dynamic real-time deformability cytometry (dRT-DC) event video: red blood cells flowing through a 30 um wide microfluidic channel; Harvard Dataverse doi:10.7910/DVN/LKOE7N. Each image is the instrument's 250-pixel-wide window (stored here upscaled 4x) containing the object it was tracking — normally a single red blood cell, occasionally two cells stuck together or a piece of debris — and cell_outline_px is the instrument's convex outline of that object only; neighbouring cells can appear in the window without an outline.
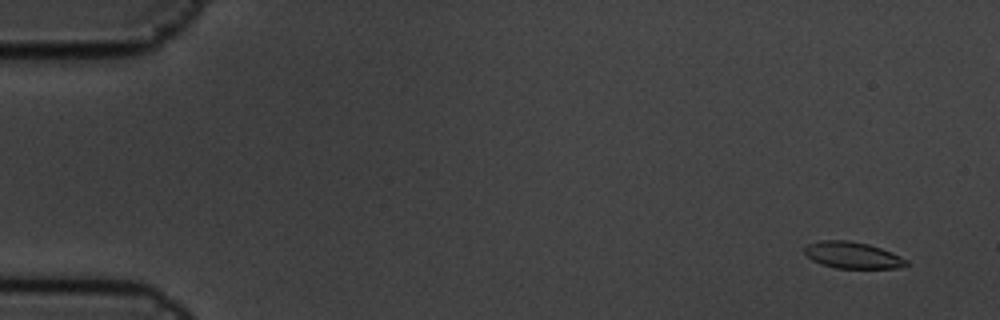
{"species": "common noctule bat (a hibernating species)", "species_latin": "Nyctalus noctula", "temperature_condition": "cold", "stored_images_in_passage": 16, "camera_frame_rate_fps": 3000, "um_per_image_px": 0.085, "animal": {"sex": "male", "body_mass_g": 19.5, "forearm_length_mm": 54.6}, "frame": {"image": 1, "passage_image": 1, "time_ms": 0.0, "image_size_px": [1000, 320], "cell_outline_px": [[908, 264], [896, 268], [836, 268], [820, 264], [812, 260], [804, 252], [804, 248], [808, 244], [820, 240], [848, 240], [868, 244], [892, 252], [908, 260]], "centroid_in_image_um": [72.45, 21.69], "position_along_channel_um": 12.6, "area_um2": 15.72}}
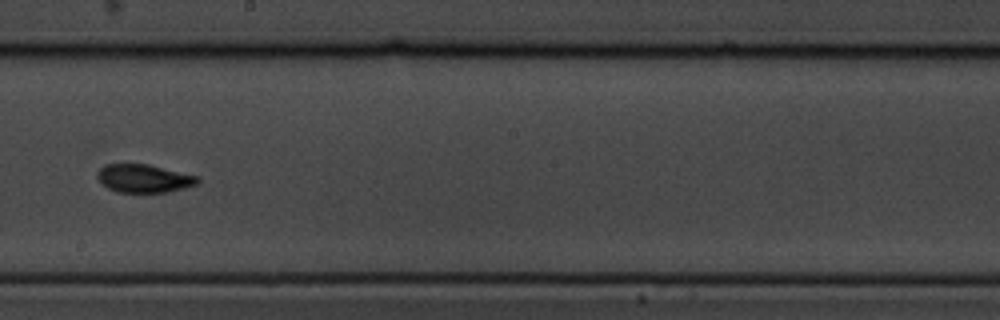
{"frame": {"image": 2, "passage_image": 9, "time_ms": 2.667, "image_size_px": [1000, 320], "cell_outline_px": [[200, 180], [196, 184], [184, 188], [168, 192], [116, 192], [108, 188], [96, 176], [96, 172], [104, 164], [148, 164], [200, 176]], "centroid_in_image_um": [12.24, 15.16], "position_along_channel_um": 236.0, "area_um2": 16.53}}
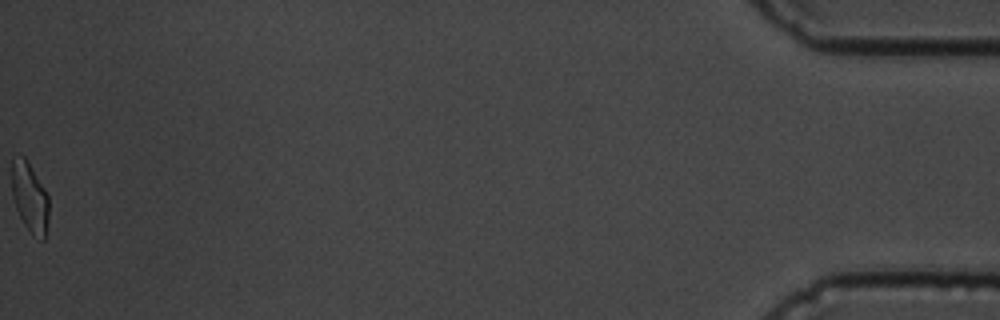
{"frame": {"image": 3, "passage_image": 16, "time_ms": 5.0, "image_size_px": [1000, 320], "cell_outline_px": [[48, 228], [44, 240], [40, 240], [32, 236], [24, 224], [16, 208], [12, 196], [12, 156], [24, 156], [28, 160], [44, 188], [48, 196]], "centroid_in_image_um": [2.53, 16.8], "position_along_channel_um": 432.7, "area_um2": 15.32}}